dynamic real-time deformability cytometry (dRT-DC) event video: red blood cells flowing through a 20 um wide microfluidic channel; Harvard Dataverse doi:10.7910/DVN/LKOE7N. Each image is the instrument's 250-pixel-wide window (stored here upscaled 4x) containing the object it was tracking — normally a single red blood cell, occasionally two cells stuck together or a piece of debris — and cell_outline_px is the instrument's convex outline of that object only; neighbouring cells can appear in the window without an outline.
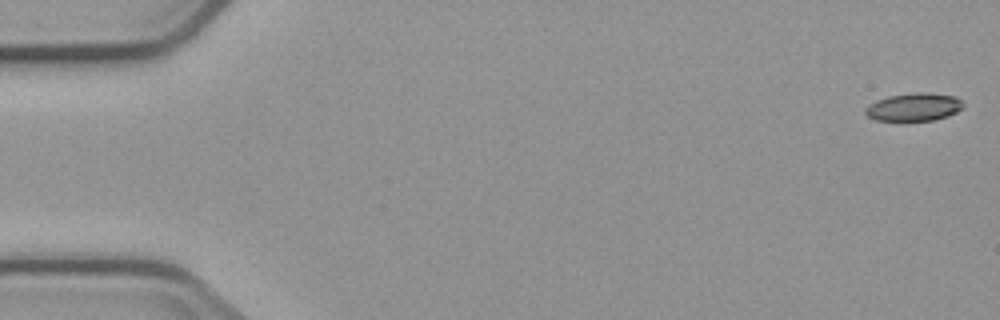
{"species": "common noctule bat (a hibernating species)", "species_latin": "Nyctalus noctula", "temperature_condition": "cold", "stored_images_in_passage": 5, "camera_frame_rate_fps": 3000, "um_per_image_px": 0.085, "animal": {"sex": "male", "body_mass_g": 23.1, "forearm_length_mm": 52.7}, "frame": {"image": 1, "passage_image": 1, "time_ms": 0.0, "image_size_px": [1000, 320], "cell_outline_px": [[964, 108], [948, 116], [936, 120], [908, 124], [904, 124], [876, 120], [868, 116], [864, 112], [864, 108], [868, 104], [876, 100], [888, 96], [916, 92], [928, 92], [956, 96], [964, 104]], "centroid_in_image_um": [77.66, 9.15], "position_along_channel_um": 7.3, "area_um2": 16.99}}
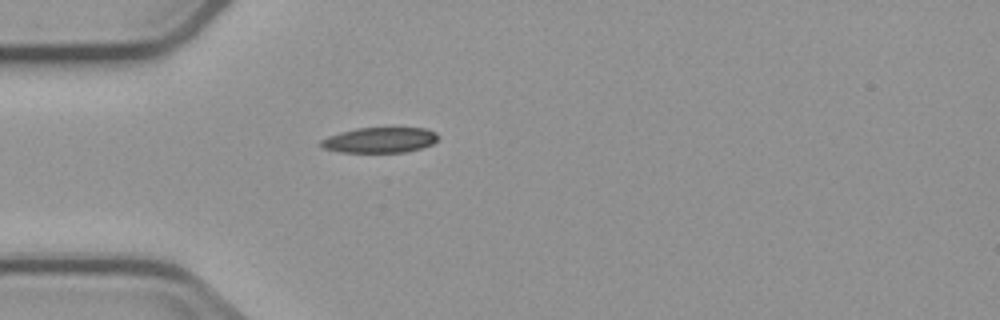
{"frame": {"image": 2, "passage_image": 5, "time_ms": 5.0, "image_size_px": [1000, 320], "cell_outline_px": [[440, 136], [432, 144], [420, 148], [404, 152], [340, 152], [320, 148], [320, 140], [328, 136], [340, 132], [356, 128], [424, 128], [436, 132]], "centroid_in_image_um": [32.25, 11.9], "position_along_channel_um": 52.8, "area_um2": 17.4}}